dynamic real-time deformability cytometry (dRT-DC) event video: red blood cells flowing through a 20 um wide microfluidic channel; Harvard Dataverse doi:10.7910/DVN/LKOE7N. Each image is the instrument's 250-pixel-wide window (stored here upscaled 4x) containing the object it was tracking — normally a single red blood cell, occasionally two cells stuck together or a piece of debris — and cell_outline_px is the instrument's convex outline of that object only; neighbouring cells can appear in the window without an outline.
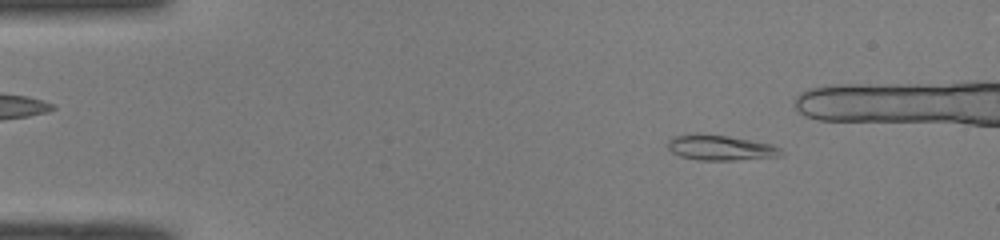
{"species": "common noctule bat (a hibernating species)", "species_latin": "Nyctalus noctula", "temperature_condition": "room temperature", "stored_images_in_passage": 46, "camera_frame_rate_fps": 3000, "um_per_image_px": 0.085, "animal": {"sex": "male", "body_mass_g": 19.0, "forearm_length_mm": 50.8}, "frame": {"image": 1, "passage_image": 7, "time_ms": 2.0, "image_size_px": [1000, 240], "cell_outline_px": [[784, 152], [780, 156], [732, 160], [700, 160], [680, 156], [672, 152], [668, 148], [668, 140], [672, 136], [696, 132], [728, 136], [772, 144], [780, 148]], "centroid_in_image_um": [61.2, 12.53], "position_along_channel_um": 23.8, "area_um2": 16.82}}
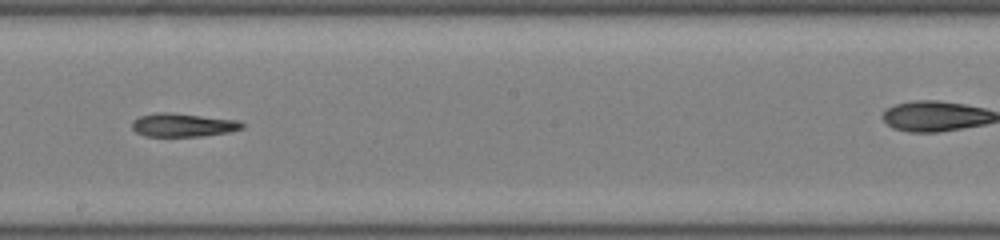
{"frame": {"image": 2, "passage_image": 28, "time_ms": 9.0, "image_size_px": [1000, 240], "cell_outline_px": [[244, 128], [228, 132], [200, 136], [144, 136], [136, 132], [132, 128], [132, 120], [140, 116], [156, 112], [168, 112], [240, 120], [244, 124]], "centroid_in_image_um": [15.55, 10.62], "position_along_channel_um": 232.7, "area_um2": 15.09}}
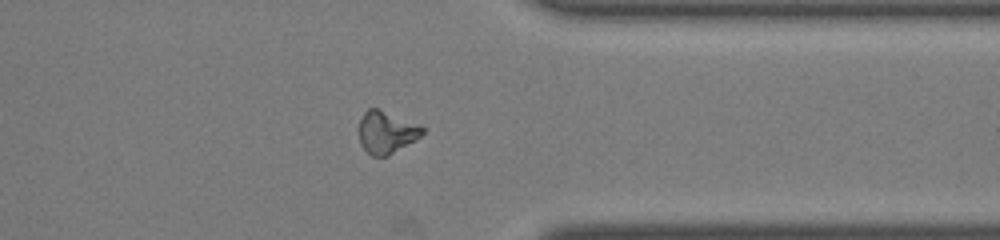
{"frame": {"image": 3, "passage_image": 39, "time_ms": 12.667, "image_size_px": [1000, 240], "cell_outline_px": [[424, 132], [416, 140], [388, 156], [372, 156], [360, 144], [356, 128], [364, 112], [368, 108], [376, 108], [420, 124], [424, 128]], "centroid_in_image_um": [32.82, 11.24], "position_along_channel_um": 378.6, "area_um2": 15.9}}